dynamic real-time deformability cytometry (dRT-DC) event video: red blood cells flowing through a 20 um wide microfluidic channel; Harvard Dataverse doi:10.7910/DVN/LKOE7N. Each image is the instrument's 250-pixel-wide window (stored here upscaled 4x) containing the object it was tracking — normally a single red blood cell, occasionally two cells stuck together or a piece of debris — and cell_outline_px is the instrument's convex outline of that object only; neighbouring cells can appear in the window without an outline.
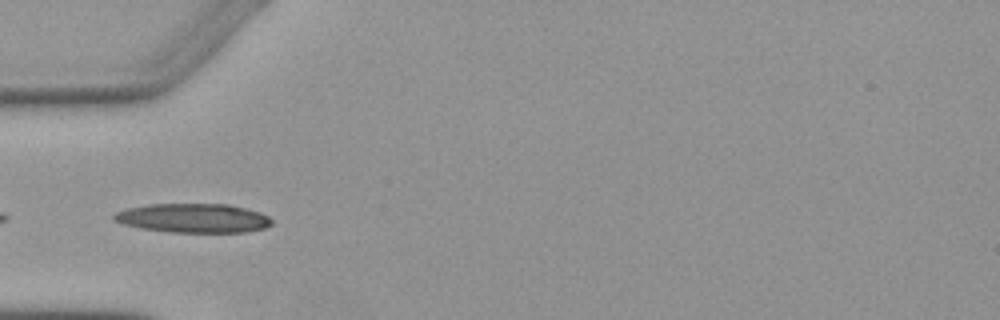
{"species": "Egyptian fruit bat (a non-hibernating species)", "species_latin": "Rousettus aegyptiacus", "temperature_condition": "warm", "stored_images_in_passage": 5, "camera_frame_rate_fps": 3000, "um_per_image_px": 0.085, "animal": {"sex": "female"}, "frame": {"image": 1, "passage_image": 5, "time_ms": 4.667, "image_size_px": [1000, 320], "cell_outline_px": [[272, 224], [264, 228], [248, 232], [168, 232], [140, 228], [124, 224], [112, 220], [112, 216], [116, 212], [128, 208], [148, 204], [228, 204], [260, 212], [268, 216], [272, 220]], "centroid_in_image_um": [16.42, 18.54], "position_along_channel_um": 68.6, "area_um2": 26.82}}